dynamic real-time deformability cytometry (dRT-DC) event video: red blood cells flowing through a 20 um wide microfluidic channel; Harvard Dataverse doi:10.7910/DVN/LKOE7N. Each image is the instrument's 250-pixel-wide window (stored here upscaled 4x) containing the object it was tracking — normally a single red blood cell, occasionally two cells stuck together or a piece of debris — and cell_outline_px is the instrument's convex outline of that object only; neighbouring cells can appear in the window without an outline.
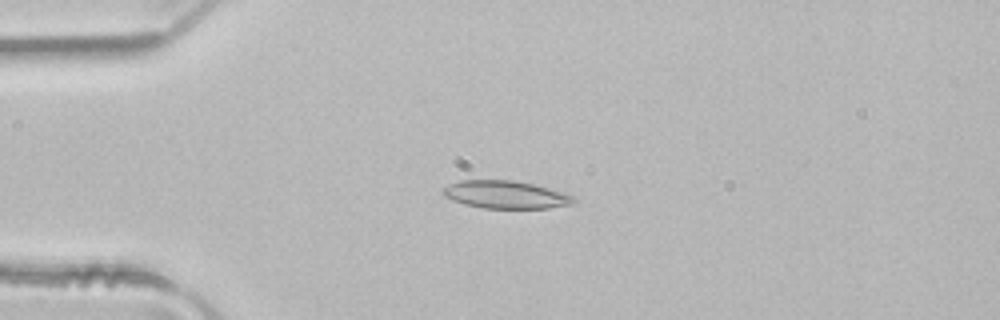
{"species": "common noctule bat (a hibernating species)", "species_latin": "Nyctalus noctula", "temperature_condition": "room temperature", "stored_images_in_passage": 4, "camera_frame_rate_fps": 3000, "um_per_image_px": 0.085, "animal": {"sex": "male", "body_mass_g": 21.5, "forearm_length_mm": 52.0}, "frame": {"image": 1, "passage_image": 2, "time_ms": 0.333, "image_size_px": [1000, 320], "cell_outline_px": [[576, 200], [572, 204], [548, 208], [484, 208], [464, 204], [452, 200], [444, 196], [440, 192], [440, 188], [448, 184], [460, 180], [512, 180], [532, 184], [564, 192], [576, 196]], "centroid_in_image_um": [42.94, 16.54], "position_along_channel_um": 42.1, "area_um2": 21.33}}
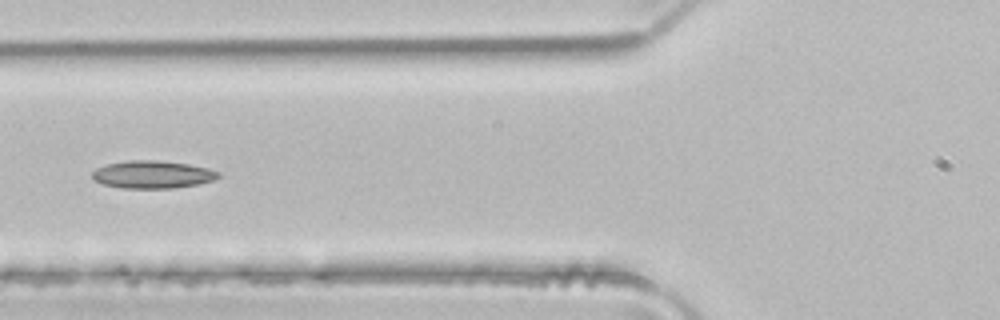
{"frame": {"image": 2, "passage_image": 4, "time_ms": 1.0, "image_size_px": [1000, 320], "cell_outline_px": [[220, 176], [216, 180], [200, 184], [176, 188], [124, 188], [104, 184], [92, 180], [92, 172], [96, 168], [104, 164], [128, 160], [156, 160], [188, 164], [208, 168], [220, 172]], "centroid_in_image_um": [12.98, 14.83], "position_along_channel_um": 112.8, "area_um2": 20.58}}